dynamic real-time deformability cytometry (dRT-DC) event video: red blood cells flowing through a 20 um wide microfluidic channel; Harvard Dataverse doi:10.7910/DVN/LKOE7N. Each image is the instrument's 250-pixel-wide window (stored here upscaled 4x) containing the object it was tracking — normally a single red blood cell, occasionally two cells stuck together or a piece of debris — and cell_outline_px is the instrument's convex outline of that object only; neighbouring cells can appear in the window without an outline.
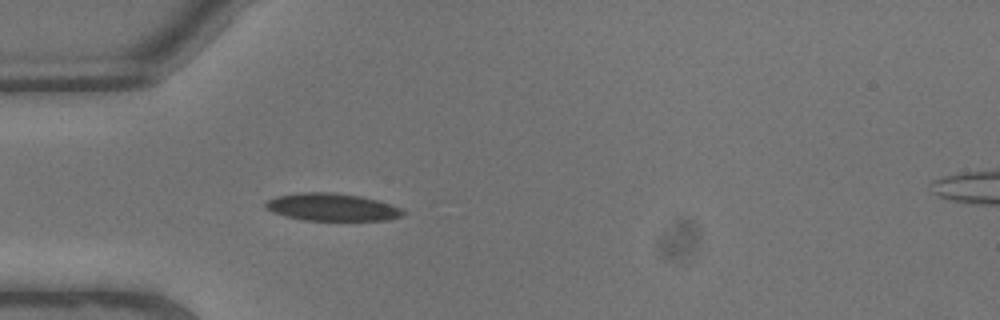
{"species": "common noctule bat (a hibernating species)", "species_latin": "Nyctalus noctula", "temperature_condition": "warm", "stored_images_in_passage": 2, "camera_frame_rate_fps": 3000, "um_per_image_px": 0.085, "animal": {"sex": "male", "body_mass_g": 13.3}, "frame": {"image": 1, "passage_image": 2, "time_ms": 0.333, "image_size_px": [1000, 320], "cell_outline_px": [[404, 216], [388, 220], [304, 220], [284, 216], [272, 212], [264, 208], [264, 204], [268, 200], [276, 196], [296, 192], [332, 192], [360, 196], [376, 200], [400, 208], [404, 212]], "centroid_in_image_um": [28.16, 17.6], "position_along_channel_um": 56.8, "area_um2": 22.08}}